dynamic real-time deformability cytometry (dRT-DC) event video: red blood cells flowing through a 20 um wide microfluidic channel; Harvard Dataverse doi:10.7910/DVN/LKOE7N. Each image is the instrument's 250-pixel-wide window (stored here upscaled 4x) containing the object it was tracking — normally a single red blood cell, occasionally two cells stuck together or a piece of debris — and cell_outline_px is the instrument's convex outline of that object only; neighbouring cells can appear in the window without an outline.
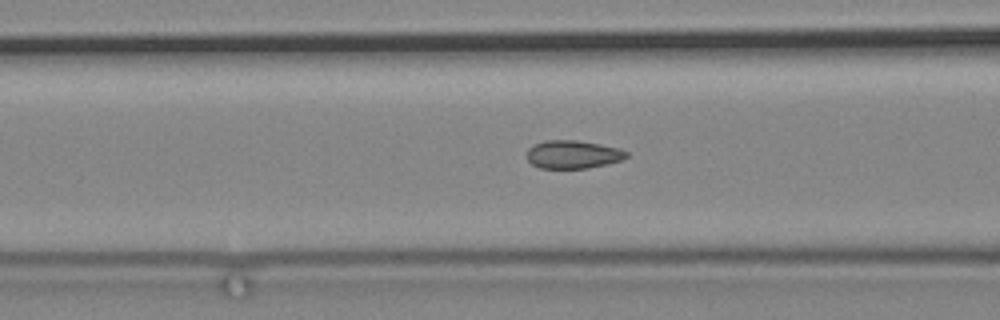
{"species": "common noctule bat (a hibernating species)", "species_latin": "Nyctalus noctula", "temperature_condition": "cold", "stored_images_in_passage": 46, "camera_frame_rate_fps": 3000, "um_per_image_px": 0.085, "animal": {"sex": "male", "body_mass_g": 19.2, "forearm_length_mm": 51.8}, "frame": {"image": 1, "passage_image": 7, "time_ms": 2.0, "image_size_px": [1000, 320], "cell_outline_px": [[628, 156], [620, 160], [608, 164], [588, 168], [540, 168], [532, 164], [528, 160], [528, 148], [544, 140], [576, 140], [600, 144], [620, 148], [628, 152]], "centroid_in_image_um": [48.72, 13.12], "position_along_channel_um": 117.9, "area_um2": 16.3}}
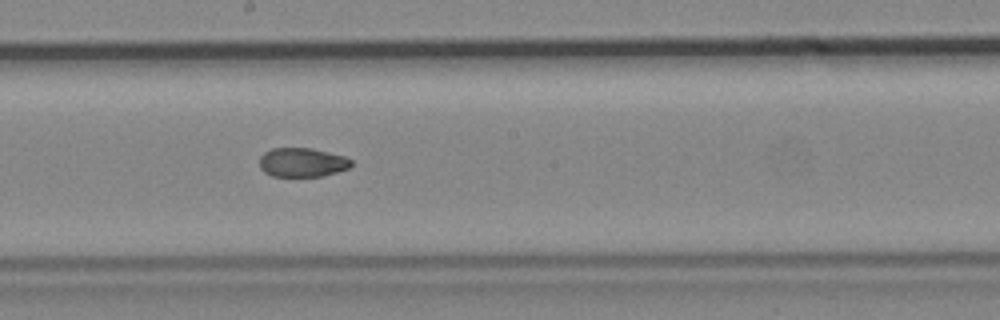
{"frame": {"image": 2, "passage_image": 17, "time_ms": 5.333, "image_size_px": [1000, 320], "cell_outline_px": [[352, 164], [348, 168], [336, 172], [320, 176], [272, 176], [264, 172], [260, 168], [260, 156], [264, 152], [272, 148], [312, 148], [344, 156], [352, 160]], "centroid_in_image_um": [25.67, 13.79], "position_along_channel_um": 222.5, "area_um2": 15.49}}
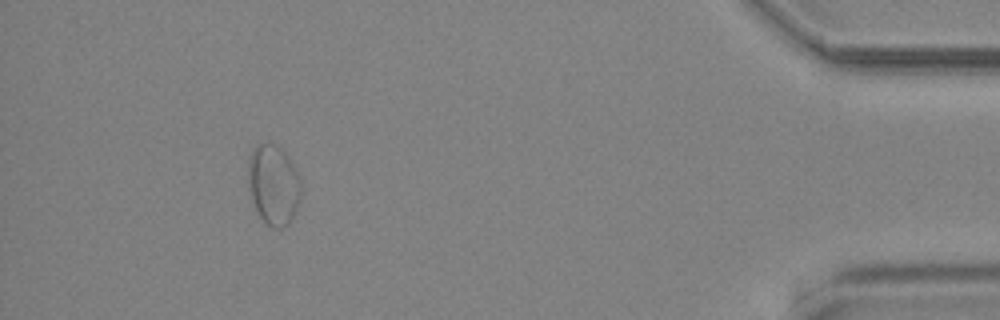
{"frame": {"image": 3, "passage_image": 41, "time_ms": 13.333, "image_size_px": [1000, 320], "cell_outline_px": [[300, 196], [296, 212], [288, 224], [280, 228], [272, 228], [260, 216], [256, 208], [252, 196], [248, 180], [248, 156], [252, 148], [256, 144], [268, 140], [276, 144], [288, 156], [300, 176]], "centroid_in_image_um": [23.24, 15.63], "position_along_channel_um": 412.0, "area_um2": 24.85}}